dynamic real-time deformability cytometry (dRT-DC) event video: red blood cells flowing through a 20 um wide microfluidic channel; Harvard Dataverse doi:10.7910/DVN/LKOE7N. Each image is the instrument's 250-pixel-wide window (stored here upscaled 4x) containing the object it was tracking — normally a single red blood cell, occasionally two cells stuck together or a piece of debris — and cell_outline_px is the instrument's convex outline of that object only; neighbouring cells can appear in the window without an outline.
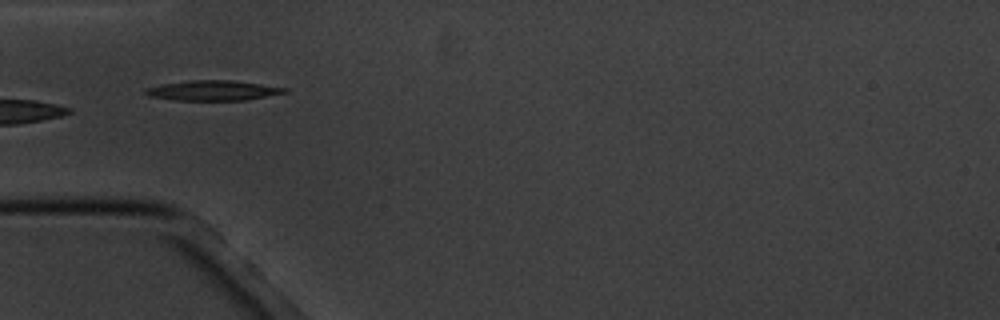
{"species": "common noctule bat (a hibernating species)", "species_latin": "Nyctalus noctula", "temperature_condition": "cold", "stored_images_in_passage": 5, "camera_frame_rate_fps": 3000, "um_per_image_px": 0.085, "animal": {"sex": "male", "body_mass_g": 20.1, "forearm_length_mm": 53.5}, "frame": {"image": 1, "passage_image": 4, "time_ms": 3.333, "image_size_px": [1000, 320], "cell_outline_px": [[288, 92], [244, 100], [176, 100], [152, 96], [144, 92], [144, 88], [164, 84], [192, 80], [232, 80], [288, 88]], "centroid_in_image_um": [18.13, 7.69], "position_along_channel_um": 66.9, "area_um2": 15.95}}
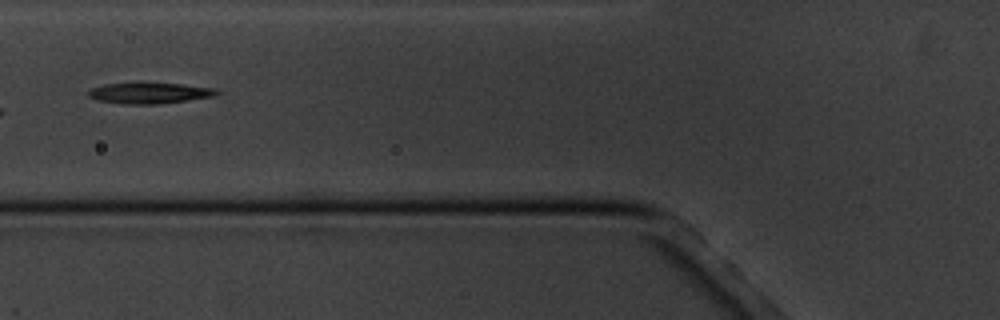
{"frame": {"image": 2, "passage_image": 5, "time_ms": 4.667, "image_size_px": [1000, 320], "cell_outline_px": [[220, 92], [212, 96], [156, 104], [124, 104], [96, 100], [88, 96], [88, 92], [92, 88], [104, 84], [180, 84], [216, 88]], "centroid_in_image_um": [12.67, 7.92], "position_along_channel_um": 113.1, "area_um2": 15.09}}